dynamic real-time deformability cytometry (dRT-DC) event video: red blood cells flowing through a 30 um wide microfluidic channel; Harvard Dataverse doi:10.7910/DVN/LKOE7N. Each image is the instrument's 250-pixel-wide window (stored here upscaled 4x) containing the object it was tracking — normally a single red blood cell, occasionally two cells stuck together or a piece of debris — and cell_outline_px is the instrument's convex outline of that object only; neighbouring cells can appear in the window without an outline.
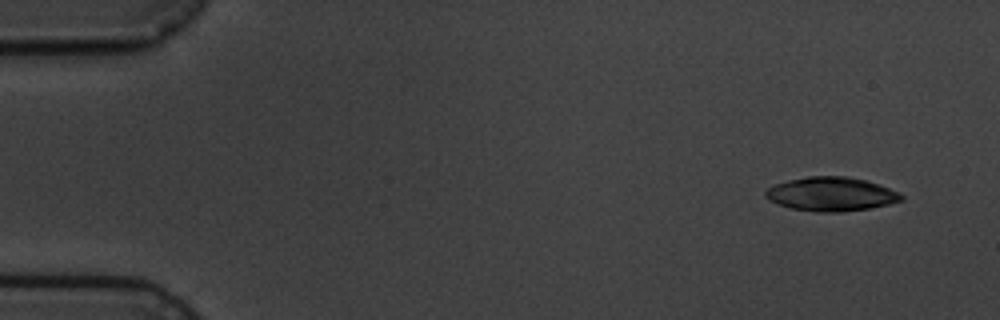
{"species": "common noctule bat (a hibernating species)", "species_latin": "Nyctalus noctula", "temperature_condition": "cold", "stored_images_in_passage": 5, "camera_frame_rate_fps": 3000, "um_per_image_px": 0.085, "animal": {"sex": "male", "body_mass_g": 19.5, "forearm_length_mm": 54.6}, "frame": {"image": 1, "passage_image": 1, "time_ms": 0.0, "image_size_px": [1000, 320], "cell_outline_px": [[904, 200], [888, 204], [868, 208], [840, 212], [816, 212], [792, 208], [776, 204], [768, 200], [764, 196], [764, 192], [768, 188], [776, 184], [788, 180], [808, 176], [848, 176], [864, 180], [900, 192], [904, 196]], "centroid_in_image_um": [70.62, 16.5], "position_along_channel_um": 14.4, "area_um2": 26.82}}
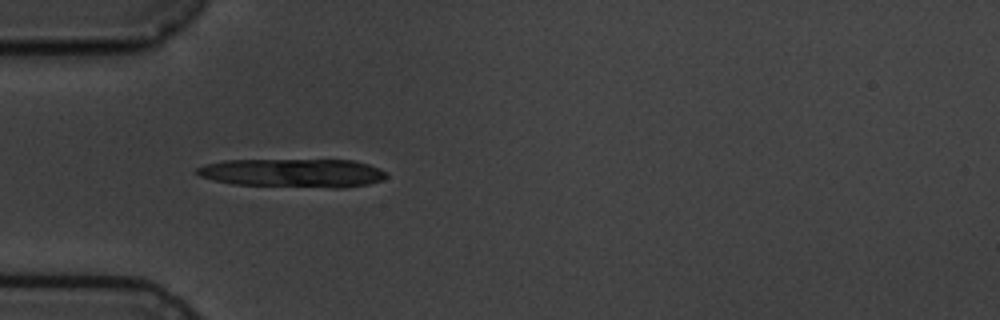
{"frame": {"image": 2, "passage_image": 5, "time_ms": 4.333, "image_size_px": [1000, 320], "cell_outline_px": [[388, 176], [384, 180], [368, 184], [344, 188], [332, 188], [232, 184], [212, 180], [200, 176], [192, 172], [196, 168], [204, 164], [224, 160], [356, 160], [380, 168]], "centroid_in_image_um": [24.9, 14.7], "position_along_channel_um": 60.1, "area_um2": 32.02}}